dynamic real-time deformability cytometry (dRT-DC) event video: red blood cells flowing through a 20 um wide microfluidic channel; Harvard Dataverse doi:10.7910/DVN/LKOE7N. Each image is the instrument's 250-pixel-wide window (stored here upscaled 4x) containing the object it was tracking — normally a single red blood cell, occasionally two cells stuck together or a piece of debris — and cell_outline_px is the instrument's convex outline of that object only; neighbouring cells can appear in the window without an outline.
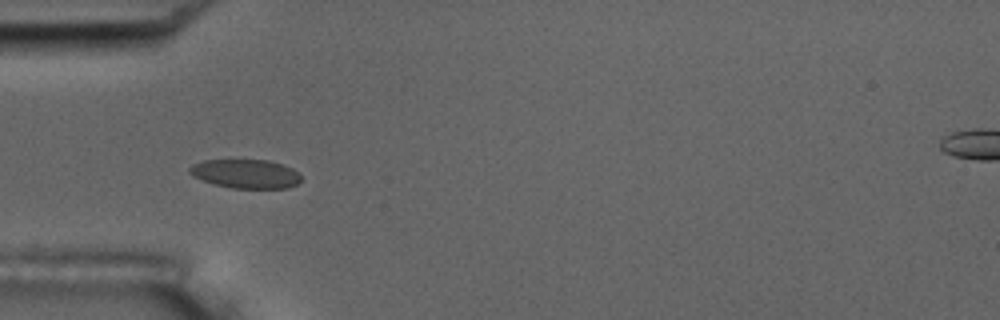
{"species": "common noctule bat (a hibernating species)", "species_latin": "Nyctalus noctula", "temperature_condition": "room temperature", "stored_images_in_passage": 8, "camera_frame_rate_fps": 3000, "um_per_image_px": 0.085, "animal": {"sex": "male", "body_mass_g": 17.5, "forearm_length_mm": 52.3}, "frame": {"image": 1, "passage_image": 5, "time_ms": 4.667, "image_size_px": [1000, 320], "cell_outline_px": [[300, 180], [296, 184], [288, 188], [232, 188], [212, 184], [192, 176], [188, 172], [188, 168], [192, 164], [204, 160], [268, 160], [292, 168], [300, 176]], "centroid_in_image_um": [20.82, 14.77], "position_along_channel_um": 64.2, "area_um2": 18.79}}
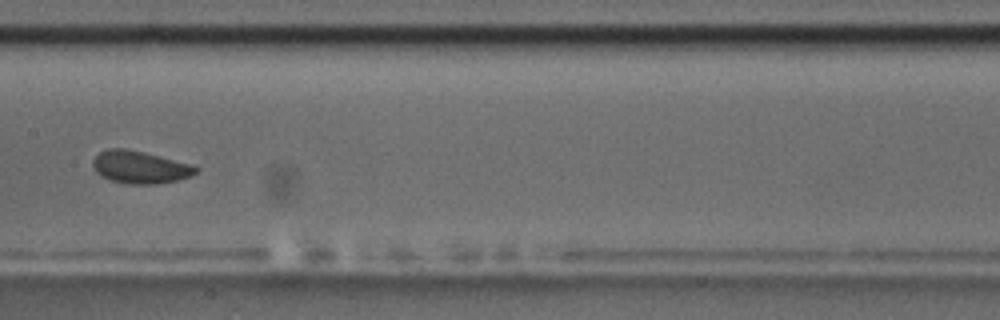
{"frame": {"image": 2, "passage_image": 8, "time_ms": 8.333, "image_size_px": [1000, 320], "cell_outline_px": [[200, 168], [192, 176], [176, 180], [156, 184], [124, 184], [100, 176], [96, 172], [92, 164], [92, 160], [100, 152], [108, 148], [124, 148], [144, 152], [192, 164]], "centroid_in_image_um": [11.9, 14.21], "position_along_channel_um": 195.5, "area_um2": 19.59}}